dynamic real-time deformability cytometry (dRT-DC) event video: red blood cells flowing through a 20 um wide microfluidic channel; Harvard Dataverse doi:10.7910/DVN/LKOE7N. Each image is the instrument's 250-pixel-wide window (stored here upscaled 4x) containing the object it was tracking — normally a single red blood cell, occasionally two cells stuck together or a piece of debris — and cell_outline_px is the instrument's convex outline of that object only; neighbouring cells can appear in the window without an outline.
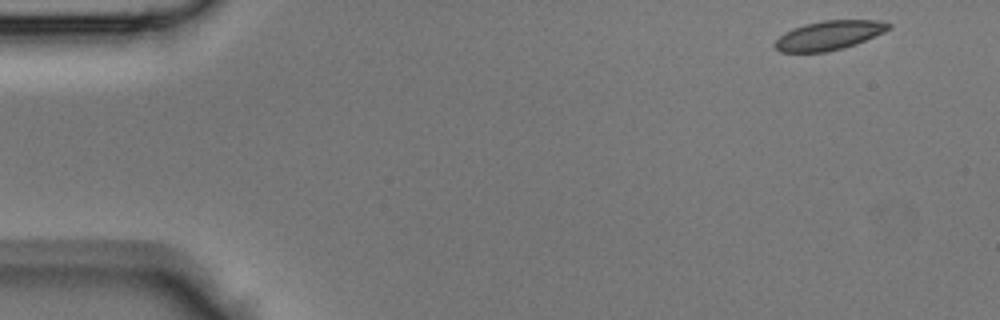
{"species": "Egyptian fruit bat (a non-hibernating species)", "species_latin": "Rousettus aegyptiacus", "temperature_condition": "room temperature", "stored_images_in_passage": 41, "camera_frame_rate_fps": 3000, "um_per_image_px": 0.085, "animal": {"sex": "male"}, "frame": {"image": 1, "passage_image": 1, "time_ms": 0.0, "image_size_px": [1000, 320], "cell_outline_px": [[892, 28], [884, 32], [844, 48], [828, 52], [780, 52], [772, 44], [784, 32], [792, 28], [804, 24], [824, 20], [880, 20], [892, 24]], "centroid_in_image_um": [70.45, 3.0], "position_along_channel_um": 14.5, "area_um2": 19.42}}
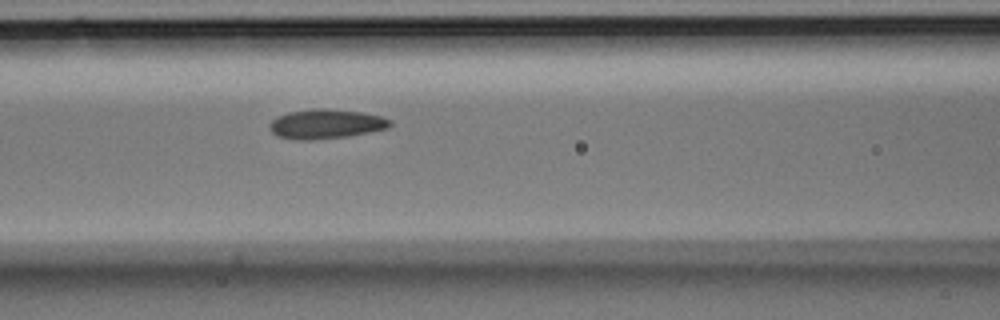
{"frame": {"image": 2, "passage_image": 16, "time_ms": 5.0, "image_size_px": [1000, 320], "cell_outline_px": [[392, 124], [388, 128], [348, 136], [312, 140], [292, 140], [276, 136], [268, 128], [268, 124], [276, 116], [288, 112], [312, 108], [324, 108], [360, 112], [384, 116], [392, 120]], "centroid_in_image_um": [27.67, 10.54], "position_along_channel_um": 138.9, "area_um2": 21.04}}
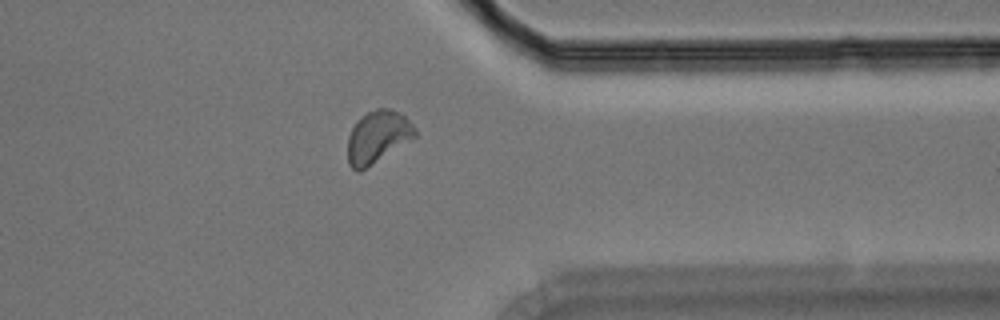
{"frame": {"image": 3, "passage_image": 32, "time_ms": 10.333, "image_size_px": [1000, 320], "cell_outline_px": [[416, 136], [360, 172], [356, 172], [348, 164], [348, 136], [356, 120], [360, 116], [376, 108], [392, 108], [400, 112], [416, 128]], "centroid_in_image_um": [32.08, 11.62], "position_along_channel_um": 379.3, "area_um2": 20.52}}